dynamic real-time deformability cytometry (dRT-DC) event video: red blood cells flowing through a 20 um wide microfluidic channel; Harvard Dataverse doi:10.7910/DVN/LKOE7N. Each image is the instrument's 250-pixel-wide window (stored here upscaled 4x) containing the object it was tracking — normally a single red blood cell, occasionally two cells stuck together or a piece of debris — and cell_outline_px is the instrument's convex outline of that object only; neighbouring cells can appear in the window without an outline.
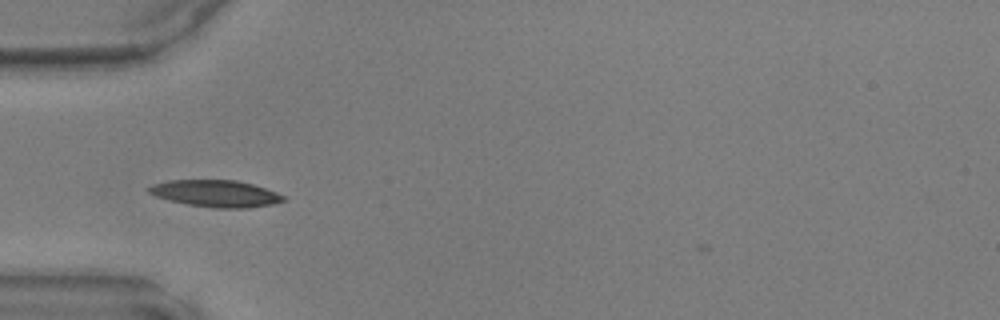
{"species": "common noctule bat (a hibernating species)", "species_latin": "Nyctalus noctula", "temperature_condition": "warm", "stored_images_in_passage": 42, "camera_frame_rate_fps": 3000, "um_per_image_px": 0.085, "animal": {"sex": "male", "body_mass_g": 17.9, "forearm_length_mm": 54.2}, "frame": {"image": 1, "passage_image": 10, "time_ms": 3.0, "image_size_px": [1000, 320], "cell_outline_px": [[284, 200], [272, 204], [248, 208], [216, 208], [188, 204], [168, 200], [156, 196], [148, 192], [148, 188], [152, 184], [168, 180], [236, 180], [252, 184], [276, 192], [284, 196]], "centroid_in_image_um": [18.31, 16.44], "position_along_channel_um": 66.7, "area_um2": 20.87}}
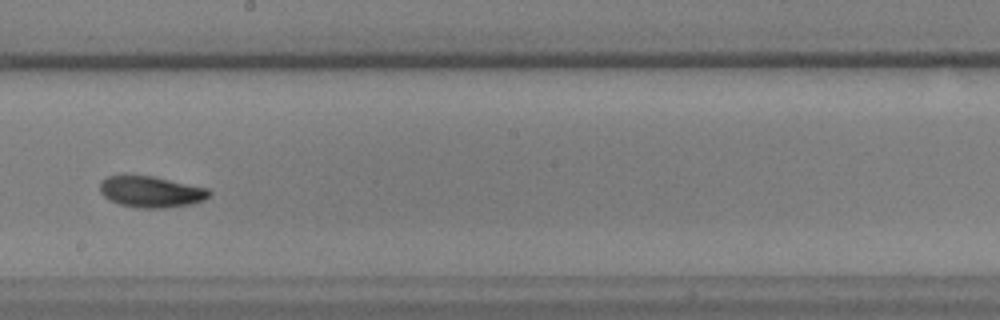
{"frame": {"image": 2, "passage_image": 22, "time_ms": 7.0, "image_size_px": [1000, 320], "cell_outline_px": [[212, 192], [204, 200], [192, 204], [164, 208], [136, 208], [120, 204], [104, 196], [100, 192], [100, 180], [108, 176], [152, 176], [208, 188]], "centroid_in_image_um": [12.85, 16.31], "position_along_channel_um": 235.3, "area_um2": 19.77}}
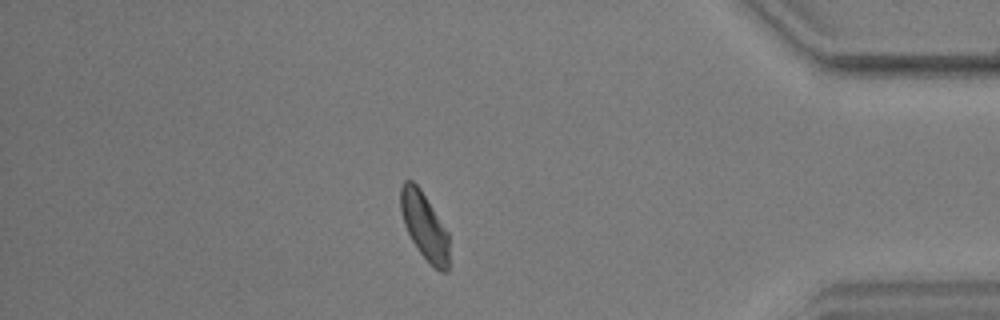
{"frame": {"image": 3, "passage_image": 36, "time_ms": 11.667, "image_size_px": [1000, 320], "cell_outline_px": [[448, 272], [440, 272], [420, 252], [412, 240], [404, 224], [400, 208], [400, 188], [404, 180], [412, 180], [420, 188], [448, 232]], "centroid_in_image_um": [36.06, 19.18], "position_along_channel_um": 399.1, "area_um2": 18.61}}